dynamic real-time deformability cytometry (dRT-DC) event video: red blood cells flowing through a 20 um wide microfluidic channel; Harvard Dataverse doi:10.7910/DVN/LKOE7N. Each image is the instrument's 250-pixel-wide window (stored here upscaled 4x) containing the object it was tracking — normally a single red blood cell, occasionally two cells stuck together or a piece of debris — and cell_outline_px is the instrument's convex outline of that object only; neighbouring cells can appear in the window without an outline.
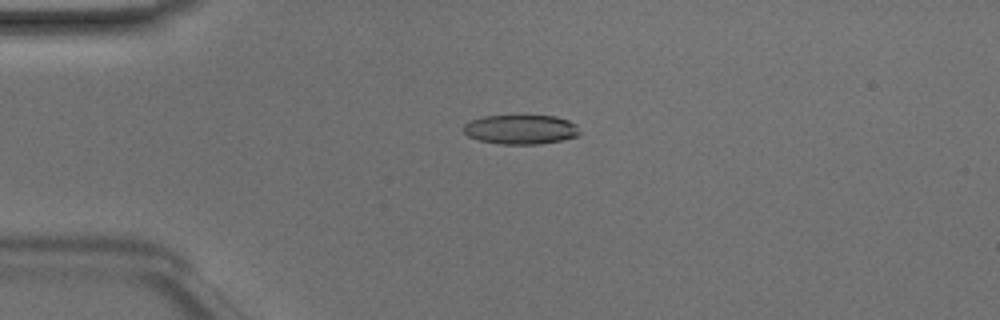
{"species": "Egyptian fruit bat (a non-hibernating species)", "species_latin": "Rousettus aegyptiacus", "temperature_condition": "room temperature", "stored_images_in_passage": 49, "camera_frame_rate_fps": 3000, "um_per_image_px": 0.085, "animal": {"sex": "male"}, "frame": {"image": 1, "passage_image": 12, "time_ms": 3.667, "image_size_px": [1000, 320], "cell_outline_px": [[580, 132], [576, 136], [560, 140], [540, 144], [500, 144], [480, 140], [468, 136], [464, 132], [464, 124], [472, 120], [484, 116], [556, 116], [568, 120], [576, 124]], "centroid_in_image_um": [44.27, 11.0], "position_along_channel_um": 40.7, "area_um2": 19.71}}
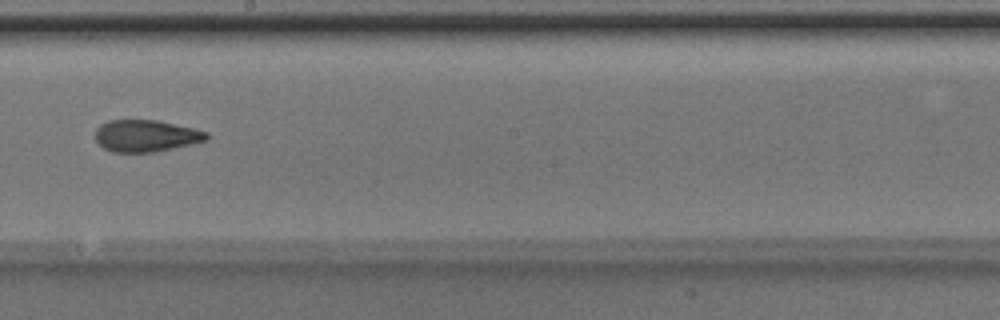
{"frame": {"image": 2, "passage_image": 28, "time_ms": 9.0, "image_size_px": [1000, 320], "cell_outline_px": [[208, 140], [192, 144], [156, 152], [112, 152], [104, 148], [96, 140], [96, 128], [100, 124], [108, 120], [156, 120], [192, 128], [208, 132]], "centroid_in_image_um": [12.4, 11.55], "position_along_channel_um": 235.8, "area_um2": 20.63}}
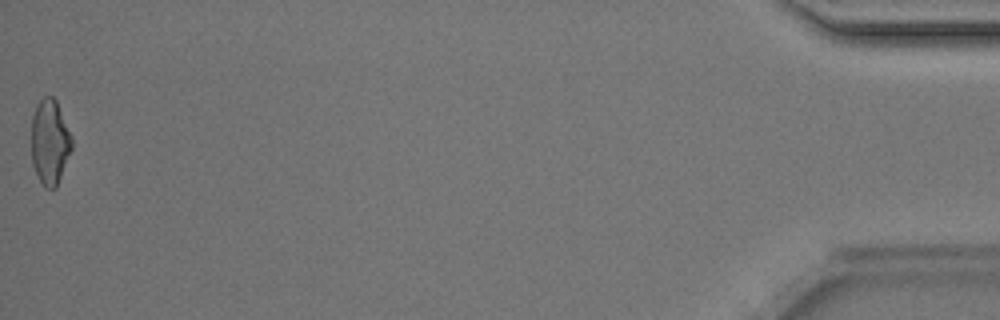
{"frame": {"image": 3, "passage_image": 49, "time_ms": 16.0, "image_size_px": [1000, 320], "cell_outline_px": [[72, 148], [56, 188], [44, 188], [32, 164], [32, 116], [36, 104], [44, 96], [52, 96], [56, 100], [72, 136]], "centroid_in_image_um": [4.24, 12.05], "position_along_channel_um": 431.0, "area_um2": 20.0}, "authors_computed_cell_mechanics": {"area_um2": 20.808, "velocity_mm_per_s": 4.1757, "shape_relaxation_time_tau1_ms": 9.9003, "shape_relaxation_time_tau2_ms": 1.9797, "deformation_change_tau1": 0.2605, "deformation_change_tau2": 0.0937}}